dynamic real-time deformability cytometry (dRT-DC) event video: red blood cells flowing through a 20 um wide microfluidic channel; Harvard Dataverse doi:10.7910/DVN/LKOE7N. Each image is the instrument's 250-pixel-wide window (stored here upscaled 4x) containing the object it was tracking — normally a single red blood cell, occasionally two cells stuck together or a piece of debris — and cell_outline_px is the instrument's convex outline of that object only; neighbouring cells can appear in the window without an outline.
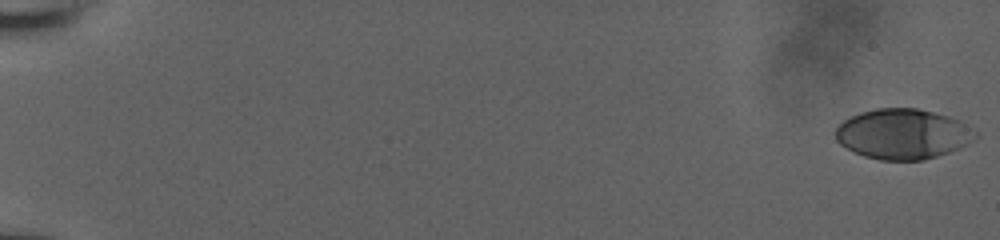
{"species": "human", "species_latin": "Homo sapiens", "temperature_condition": "room temperature", "stored_images_in_passage": 56, "camera_frame_rate_fps": 3000, "um_per_image_px": 0.085, "donor": {"sex": "male"}, "frame": {"image": 1, "passage_image": 1, "time_ms": 0.0, "image_size_px": [1000, 240], "cell_outline_px": [[976, 136], [968, 144], [948, 152], [924, 160], [880, 160], [864, 156], [840, 144], [836, 140], [836, 128], [844, 120], [860, 112], [876, 108], [916, 108], [948, 116], [960, 120], [976, 132]], "centroid_in_image_um": [76.74, 11.39], "position_along_channel_um": 8.3, "area_um2": 40.58}}
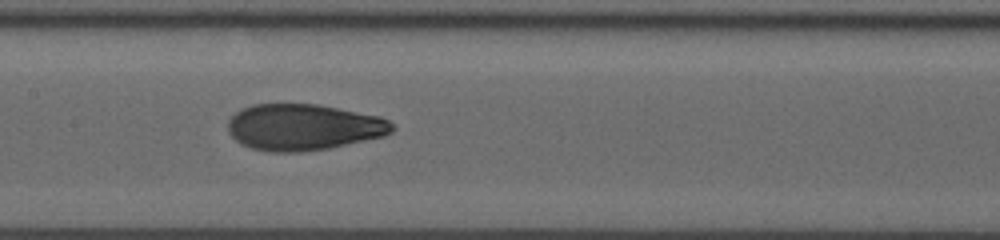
{"frame": {"image": 2, "passage_image": 31, "time_ms": 10.0, "image_size_px": [1000, 240], "cell_outline_px": [[396, 128], [392, 132], [384, 136], [328, 148], [300, 152], [272, 152], [252, 148], [240, 144], [228, 132], [228, 120], [240, 108], [252, 104], [316, 104], [380, 116], [388, 120]], "centroid_in_image_um": [25.77, 10.8], "position_along_channel_um": 181.6, "area_um2": 44.33}}
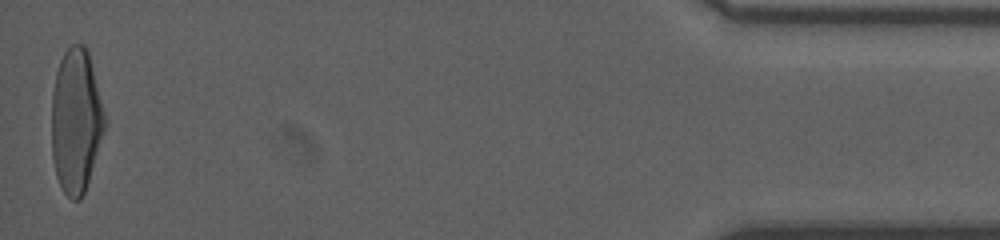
{"frame": {"image": 3, "passage_image": 56, "time_ms": 18.333, "image_size_px": [1000, 240], "cell_outline_px": [[104, 128], [88, 180], [84, 192], [80, 200], [72, 200], [64, 192], [56, 176], [52, 156], [52, 92], [56, 72], [60, 60], [64, 52], [72, 44], [84, 44], [88, 52], [104, 112]], "centroid_in_image_um": [6.43, 10.26], "position_along_channel_um": 428.8, "area_um2": 43.81}, "authors_computed_cell_mechanics": {"area_um2": 43.3211, "velocity_mm_per_s": 3.9268, "shape_relaxation_time_tau1_ms": 4.3466, "shape_relaxation_time_tau2_ms": 0.8962, "deformation_change_tau1": 0.202, "deformation_change_tau2": 0.0661}}